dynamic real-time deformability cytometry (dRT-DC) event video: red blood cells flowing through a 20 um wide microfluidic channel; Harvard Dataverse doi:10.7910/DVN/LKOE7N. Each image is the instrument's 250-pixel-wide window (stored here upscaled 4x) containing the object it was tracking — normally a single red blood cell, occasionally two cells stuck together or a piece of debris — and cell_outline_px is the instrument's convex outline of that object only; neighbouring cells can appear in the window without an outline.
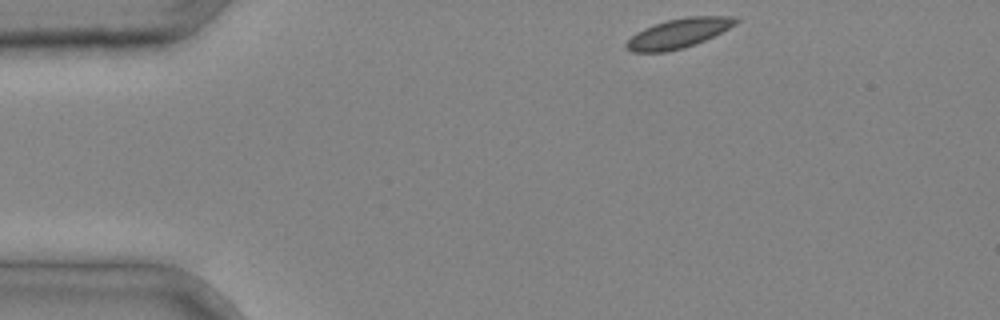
{"species": "common noctule bat (a hibernating species)", "species_latin": "Nyctalus noctula", "temperature_condition": "cold", "stored_images_in_passage": 3, "camera_frame_rate_fps": 3000, "um_per_image_px": 0.085, "animal": {"sex": "male", "body_mass_g": 20.4}, "frame": {"image": 1, "passage_image": 1, "time_ms": 0.0, "image_size_px": [1000, 320], "cell_outline_px": [[740, 20], [736, 24], [704, 40], [684, 48], [664, 52], [632, 52], [624, 48], [624, 44], [636, 32], [644, 28], [668, 20], [688, 16], [736, 16]], "centroid_in_image_um": [57.65, 2.83], "position_along_channel_um": 27.3, "area_um2": 18.67}}